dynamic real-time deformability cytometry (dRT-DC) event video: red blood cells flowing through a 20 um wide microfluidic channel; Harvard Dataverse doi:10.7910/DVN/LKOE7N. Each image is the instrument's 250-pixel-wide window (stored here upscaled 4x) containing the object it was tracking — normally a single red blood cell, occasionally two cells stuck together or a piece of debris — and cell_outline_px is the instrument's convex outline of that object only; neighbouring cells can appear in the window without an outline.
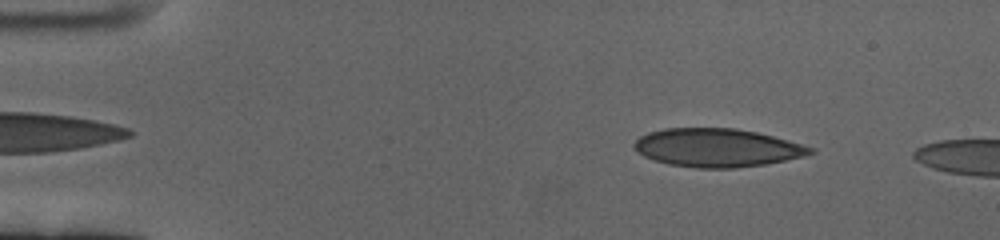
{"species": "human", "species_latin": "Homo sapiens", "temperature_condition": "cold", "stored_images_in_passage": 59, "segment_of_instrument_passage": [1, 2], "camera_frame_rate_fps": 3000, "um_per_image_px": 0.085, "donor": {"sex": "female"}, "frame": {"image": 1, "passage_image": 7, "time_ms": 2.0, "image_size_px": [1000, 240], "cell_outline_px": [[816, 152], [804, 156], [764, 164], [736, 168], [696, 168], [668, 164], [644, 156], [632, 148], [632, 144], [640, 136], [648, 132], [664, 128], [736, 128], [756, 132], [788, 140], [816, 148]], "centroid_in_image_um": [60.94, 12.55], "position_along_channel_um": 24.1, "area_um2": 39.42}}
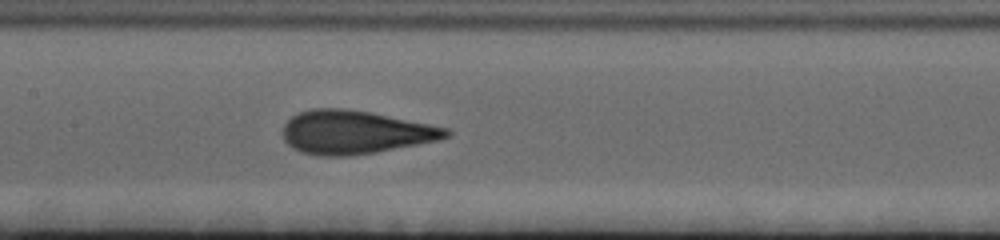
{"frame": {"image": 2, "passage_image": 28, "time_ms": 9.0, "image_size_px": [1000, 240], "cell_outline_px": [[452, 132], [448, 136], [440, 140], [376, 152], [352, 156], [316, 156], [292, 148], [284, 140], [284, 124], [292, 116], [300, 112], [312, 108], [344, 108], [368, 112], [448, 128]], "centroid_in_image_um": [30.16, 11.25], "position_along_channel_um": 177.2, "area_um2": 41.1}}
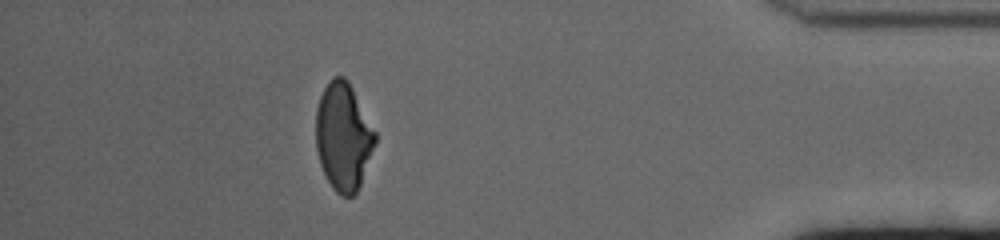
{"frame": {"image": 3, "passage_image": 52, "time_ms": 17.0, "image_size_px": [1000, 240], "cell_outline_px": [[376, 140], [360, 184], [356, 192], [352, 196], [340, 196], [332, 188], [320, 164], [316, 148], [316, 108], [320, 96], [324, 88], [336, 76], [344, 76], [348, 80], [376, 132]], "centroid_in_image_um": [29.17, 11.61], "position_along_channel_um": 406.0, "area_um2": 36.82}}